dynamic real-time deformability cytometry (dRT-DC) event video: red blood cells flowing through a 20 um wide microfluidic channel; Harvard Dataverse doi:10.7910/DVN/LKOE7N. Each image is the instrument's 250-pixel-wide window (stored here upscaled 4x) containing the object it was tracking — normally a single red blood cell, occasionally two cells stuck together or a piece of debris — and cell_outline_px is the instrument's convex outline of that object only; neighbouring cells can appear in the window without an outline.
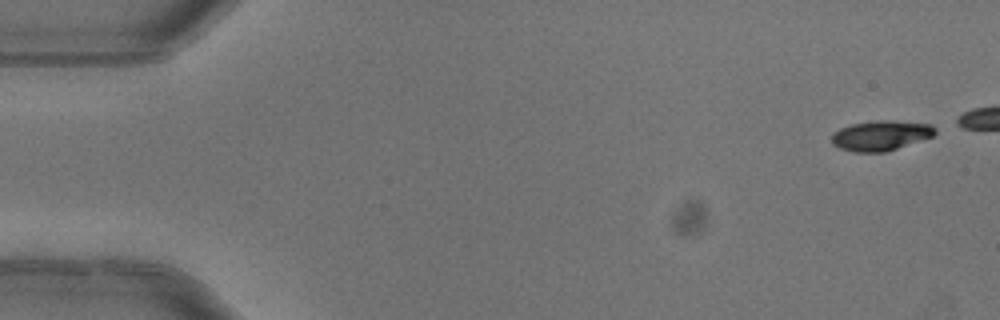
{"species": "common noctule bat (a hibernating species)", "species_latin": "Nyctalus noctula", "temperature_condition": "warm", "stored_images_in_passage": 7, "camera_frame_rate_fps": 3000, "um_per_image_px": 0.085, "animal": {"sex": "female"}, "frame": {"image": 1, "passage_image": 1, "time_ms": 0.0, "image_size_px": [1000, 320], "cell_outline_px": [[936, 132], [932, 136], [884, 152], [852, 152], [840, 148], [832, 144], [832, 136], [840, 128], [852, 124], [876, 120], [892, 120], [932, 124], [936, 128]], "centroid_in_image_um": [74.87, 11.51], "position_along_channel_um": 10.1, "area_um2": 17.92}}